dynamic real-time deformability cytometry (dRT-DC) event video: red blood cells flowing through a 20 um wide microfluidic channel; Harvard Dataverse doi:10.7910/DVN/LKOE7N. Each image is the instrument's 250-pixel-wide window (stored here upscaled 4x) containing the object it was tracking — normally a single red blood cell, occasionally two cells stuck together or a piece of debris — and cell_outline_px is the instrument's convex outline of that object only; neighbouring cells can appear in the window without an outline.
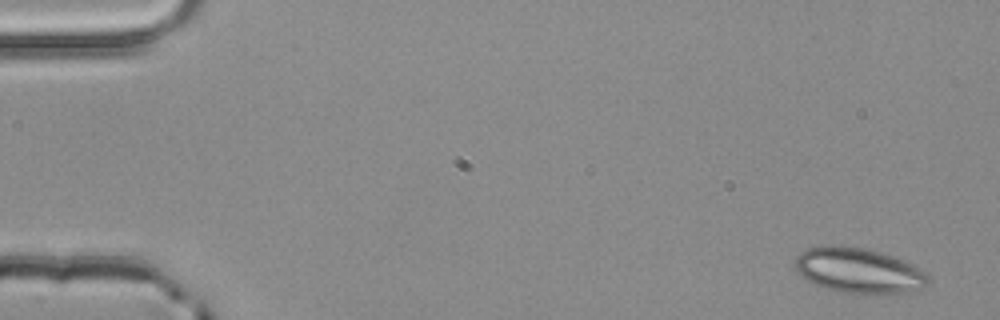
{"species": "common noctule bat (a hibernating species)", "species_latin": "Nyctalus noctula", "temperature_condition": "room temperature", "stored_images_in_passage": 3, "camera_frame_rate_fps": 3000, "um_per_image_px": 0.085, "animal": {"sex": "male", "body_mass_g": 20.4}, "frame": {"image": 1, "passage_image": 1, "time_ms": 0.0, "image_size_px": [1000, 320], "cell_outline_px": [[928, 284], [924, 288], [908, 292], [884, 296], [860, 296], [840, 292], [828, 288], [808, 280], [796, 268], [796, 256], [800, 252], [808, 248], [828, 244], [840, 244], [868, 248], [904, 260], [912, 264], [924, 272], [928, 276]], "centroid_in_image_um": [73.04, 23.02], "position_along_channel_um": 12.0, "area_um2": 35.89}}